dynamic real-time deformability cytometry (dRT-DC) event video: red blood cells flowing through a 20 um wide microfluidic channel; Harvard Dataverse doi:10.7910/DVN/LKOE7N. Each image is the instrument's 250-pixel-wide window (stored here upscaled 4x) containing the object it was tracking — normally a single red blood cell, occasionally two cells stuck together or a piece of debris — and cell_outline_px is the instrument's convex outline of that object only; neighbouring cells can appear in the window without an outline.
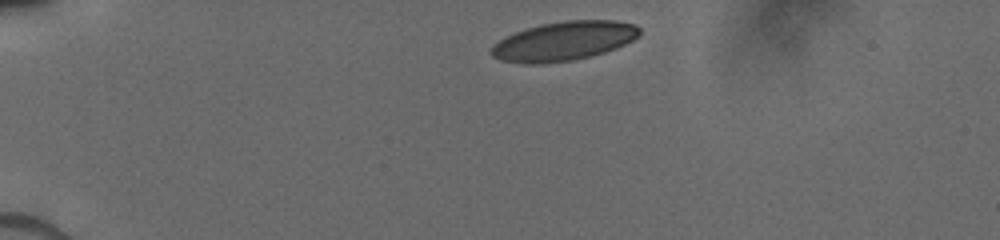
{"species": "human", "species_latin": "Homo sapiens", "temperature_condition": "cold", "stored_images_in_passage": 16, "camera_frame_rate_fps": 3000, "um_per_image_px": 0.085, "donor": {"sex": "male"}, "frame": {"image": 1, "passage_image": 1, "time_ms": 0.0, "image_size_px": [1000, 240], "cell_outline_px": [[640, 36], [616, 48], [604, 52], [572, 60], [532, 64], [524, 64], [500, 60], [492, 56], [492, 48], [500, 40], [516, 32], [540, 24], [564, 20], [616, 20], [636, 24], [640, 28]], "centroid_in_image_um": [47.97, 3.48], "position_along_channel_um": 37.0, "area_um2": 33.47}}
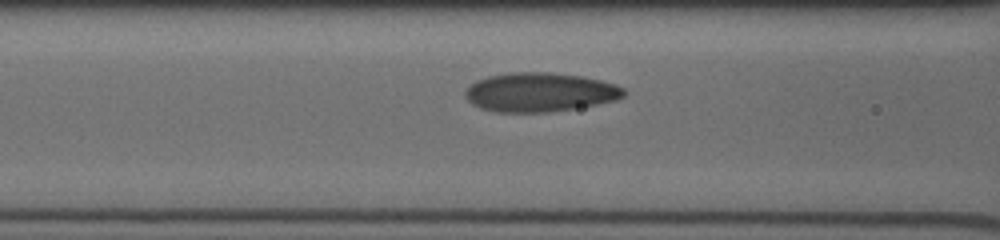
{"frame": {"image": 2, "passage_image": 10, "time_ms": 3.667, "image_size_px": [1000, 240], "cell_outline_px": [[624, 96], [612, 100], [596, 104], [572, 108], [544, 112], [496, 112], [480, 108], [472, 104], [464, 96], [464, 92], [476, 80], [488, 76], [512, 72], [552, 72], [580, 76], [600, 80], [616, 84], [624, 88]], "centroid_in_image_um": [45.84, 7.83], "position_along_channel_um": 120.8, "area_um2": 35.84}}
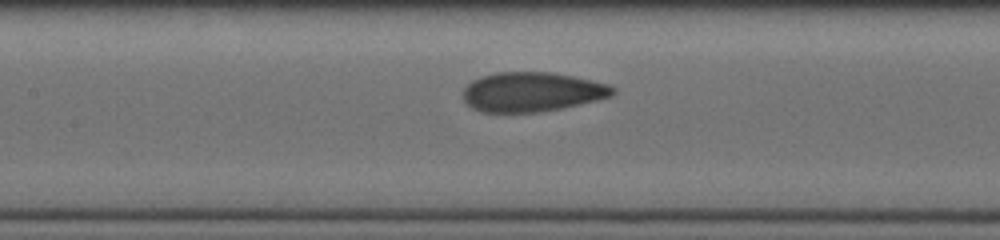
{"frame": {"image": 3, "passage_image": 12, "time_ms": 4.667, "image_size_px": [1000, 240], "cell_outline_px": [[616, 92], [612, 96], [596, 100], [560, 108], [540, 112], [480, 112], [472, 108], [464, 100], [460, 92], [472, 80], [480, 76], [492, 72], [552, 72], [572, 76], [608, 84], [616, 88]], "centroid_in_image_um": [45.17, 7.8], "position_along_channel_um": 162.2, "area_um2": 34.62}}